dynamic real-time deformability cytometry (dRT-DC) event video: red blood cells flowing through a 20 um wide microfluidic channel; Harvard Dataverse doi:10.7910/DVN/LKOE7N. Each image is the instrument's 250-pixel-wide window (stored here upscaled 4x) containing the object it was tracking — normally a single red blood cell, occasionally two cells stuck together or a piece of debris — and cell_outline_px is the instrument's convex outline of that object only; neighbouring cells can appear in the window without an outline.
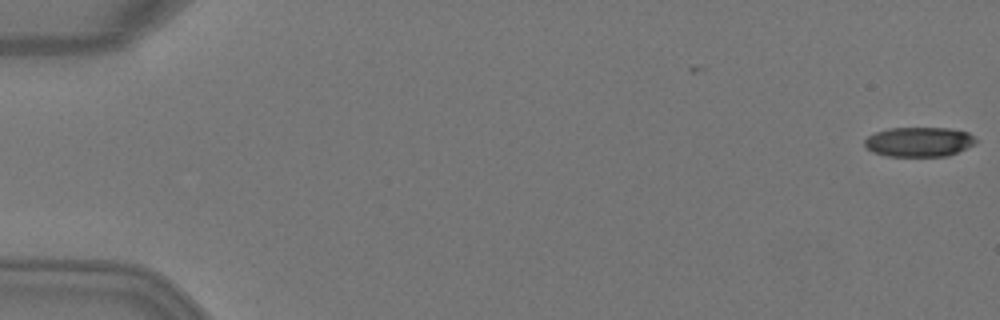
{"species": "Egyptian fruit bat (a non-hibernating species)", "species_latin": "Rousettus aegyptiacus", "temperature_condition": "warm", "stored_images_in_passage": 4, "camera_frame_rate_fps": 3000, "um_per_image_px": 0.085, "animal": {"sex": "female"}, "frame": {"image": 1, "passage_image": 1, "time_ms": 0.0, "image_size_px": [1000, 320], "cell_outline_px": [[976, 144], [948, 156], [888, 156], [872, 152], [864, 144], [864, 140], [868, 136], [876, 132], [888, 128], [948, 128], [968, 132], [976, 140]], "centroid_in_image_um": [78.11, 12.06], "position_along_channel_um": 6.9, "area_um2": 19.19}}